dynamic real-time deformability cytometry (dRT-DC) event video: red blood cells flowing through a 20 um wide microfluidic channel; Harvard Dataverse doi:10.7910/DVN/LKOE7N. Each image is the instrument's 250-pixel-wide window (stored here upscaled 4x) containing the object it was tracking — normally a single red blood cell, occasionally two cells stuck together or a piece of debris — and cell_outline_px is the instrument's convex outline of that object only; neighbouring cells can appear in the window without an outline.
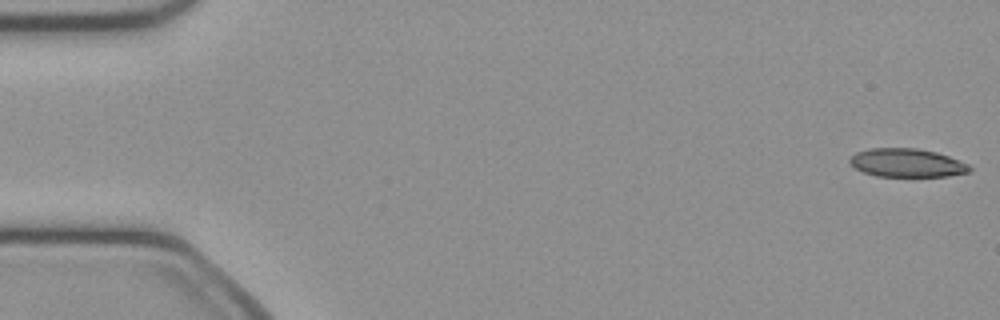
{"species": "common noctule bat (a hibernating species)", "species_latin": "Nyctalus noctula", "temperature_condition": "cold", "stored_images_in_passage": 50, "camera_frame_rate_fps": 3000, "um_per_image_px": 0.085, "animal": {"sex": "female", "body_mass_g": 21.9}, "frame": {"image": 1, "passage_image": 1, "time_ms": 0.0, "image_size_px": [1000, 320], "cell_outline_px": [[972, 168], [968, 172], [948, 176], [876, 176], [864, 172], [856, 168], [848, 160], [856, 152], [868, 148], [916, 148], [936, 152], [948, 156], [968, 164]], "centroid_in_image_um": [77.08, 13.84], "position_along_channel_um": 7.9, "area_um2": 19.71}}
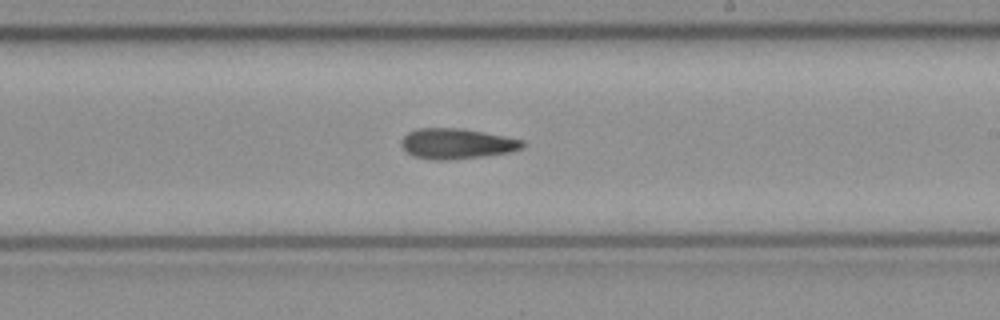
{"frame": {"image": 2, "passage_image": 29, "time_ms": 9.333, "image_size_px": [1000, 320], "cell_outline_px": [[524, 144], [520, 148], [508, 152], [484, 156], [448, 160], [436, 160], [412, 156], [400, 144], [400, 140], [408, 132], [416, 128], [464, 128], [524, 140]], "centroid_in_image_um": [38.78, 12.2], "position_along_channel_um": 250.2, "area_um2": 21.44}}
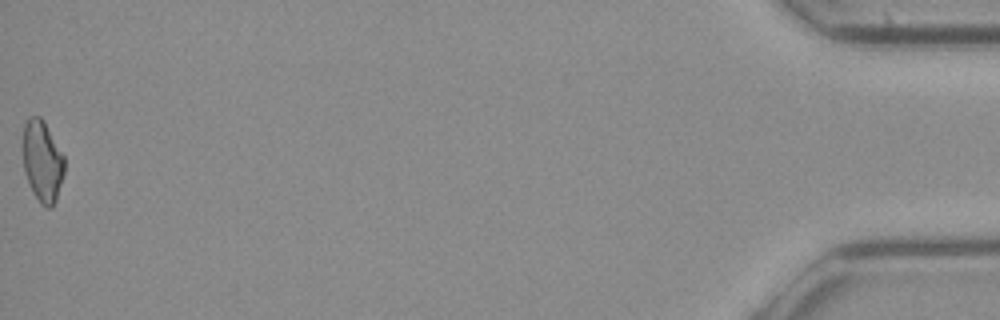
{"frame": {"image": 3, "passage_image": 50, "time_ms": 16.333, "image_size_px": [1000, 320], "cell_outline_px": [[64, 172], [56, 200], [52, 208], [48, 208], [40, 204], [24, 172], [20, 148], [24, 124], [28, 116], [40, 116], [44, 120], [64, 156]], "centroid_in_image_um": [3.56, 13.64], "position_along_channel_um": 431.6, "area_um2": 20.11}, "authors_computed_cell_mechanics": {"area_um2": 20.9236, "velocity_mm_per_s": 4.0955, "shape_relaxation_time_tau1_ms": 6.2428, "shape_relaxation_time_tau2_ms": null, "deformation_change_tau1": 0.1635, "deformation_change_tau2": null}}